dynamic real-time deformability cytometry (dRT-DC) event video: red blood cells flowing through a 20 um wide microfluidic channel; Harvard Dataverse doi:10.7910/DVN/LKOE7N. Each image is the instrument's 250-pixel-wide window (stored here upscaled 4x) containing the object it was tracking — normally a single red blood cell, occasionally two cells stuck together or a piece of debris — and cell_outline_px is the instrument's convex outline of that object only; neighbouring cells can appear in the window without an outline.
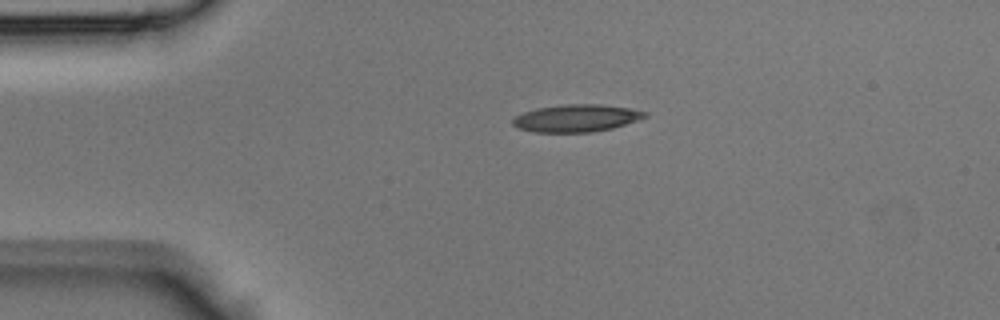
{"species": "Egyptian fruit bat (a non-hibernating species)", "species_latin": "Rousettus aegyptiacus", "temperature_condition": "room temperature", "stored_images_in_passage": 21, "camera_frame_rate_fps": 3000, "um_per_image_px": 0.085, "animal": {"sex": "male"}, "frame": {"image": 1, "passage_image": 1, "time_ms": 0.0, "image_size_px": [1000, 320], "cell_outline_px": [[648, 116], [612, 128], [592, 132], [536, 132], [520, 128], [512, 124], [512, 120], [516, 116], [524, 112], [536, 108], [568, 104], [600, 104], [628, 108], [648, 112]], "centroid_in_image_um": [48.99, 10.04], "position_along_channel_um": 36.0, "area_um2": 20.81}}
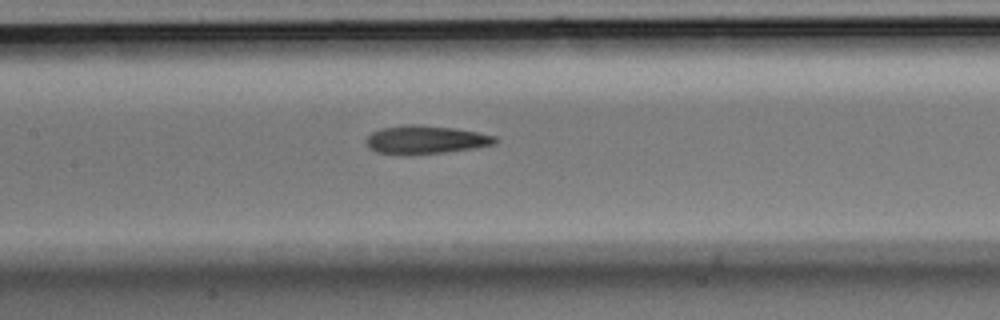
{"frame": {"image": 2, "passage_image": 12, "time_ms": 3.667, "image_size_px": [1000, 320], "cell_outline_px": [[500, 140], [496, 144], [472, 148], [444, 152], [408, 156], [376, 152], [368, 148], [364, 140], [372, 132], [380, 128], [404, 124], [420, 124], [456, 128], [496, 136]], "centroid_in_image_um": [36.14, 11.88], "position_along_channel_um": 171.3, "area_um2": 21.79}}
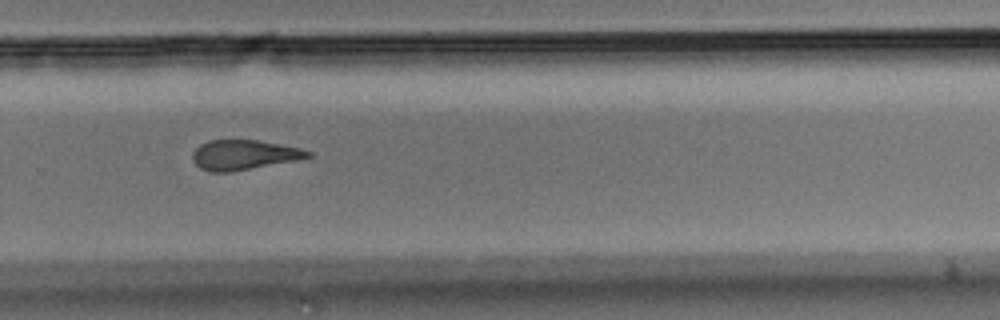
{"frame": {"image": 3, "passage_image": 21, "time_ms": 6.667, "image_size_px": [1000, 320], "cell_outline_px": [[312, 156], [296, 160], [232, 172], [208, 172], [200, 168], [192, 160], [192, 152], [200, 144], [208, 140], [256, 140], [300, 148], [312, 152]], "centroid_in_image_um": [20.69, 13.17], "position_along_channel_um": 309.1, "area_um2": 20.06}}